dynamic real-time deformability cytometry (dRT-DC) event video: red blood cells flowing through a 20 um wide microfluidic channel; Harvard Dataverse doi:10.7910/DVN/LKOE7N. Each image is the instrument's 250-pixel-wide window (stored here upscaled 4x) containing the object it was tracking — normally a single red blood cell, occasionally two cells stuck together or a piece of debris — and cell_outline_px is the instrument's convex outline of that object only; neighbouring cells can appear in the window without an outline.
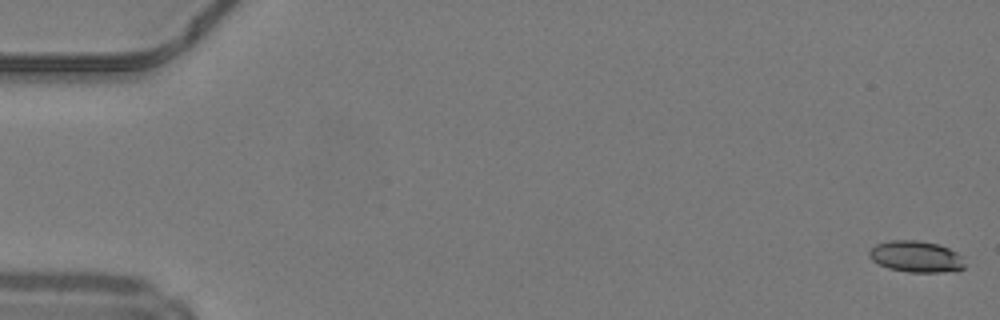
{"species": "common noctule bat (a hibernating species)", "species_latin": "Nyctalus noctula", "temperature_condition": "warm", "stored_images_in_passage": 50, "camera_frame_rate_fps": 3000, "um_per_image_px": 0.085, "animal": {"sex": "male", "body_mass_g": 19.2, "forearm_length_mm": 51.8}, "frame": {"image": 1, "passage_image": 1, "time_ms": 0.0, "image_size_px": [1000, 320], "cell_outline_px": [[964, 268], [956, 272], [908, 272], [888, 268], [872, 260], [868, 256], [868, 252], [876, 244], [888, 240], [916, 240], [940, 244], [956, 252], [960, 256], [964, 264]], "centroid_in_image_um": [77.86, 21.81], "position_along_channel_um": 7.1, "area_um2": 17.57}}
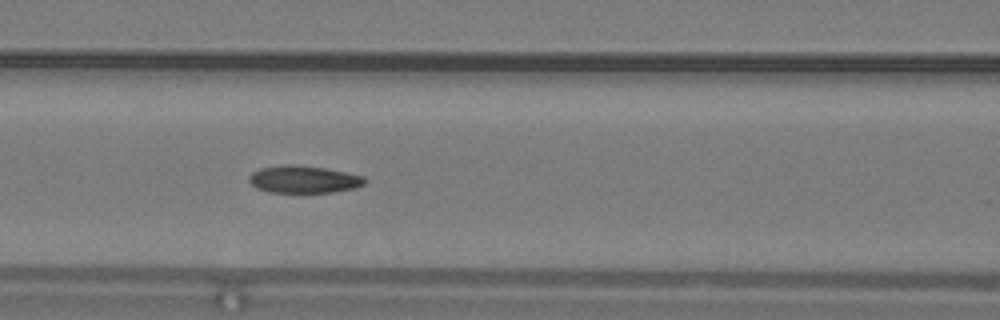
{"frame": {"image": 2, "passage_image": 22, "time_ms": 7.0, "image_size_px": [1000, 320], "cell_outline_px": [[368, 180], [364, 184], [356, 188], [332, 192], [268, 192], [256, 188], [248, 180], [248, 176], [252, 172], [260, 168], [284, 164], [296, 164], [324, 168], [364, 176]], "centroid_in_image_um": [25.8, 15.24], "position_along_channel_um": 140.8, "area_um2": 18.55}}
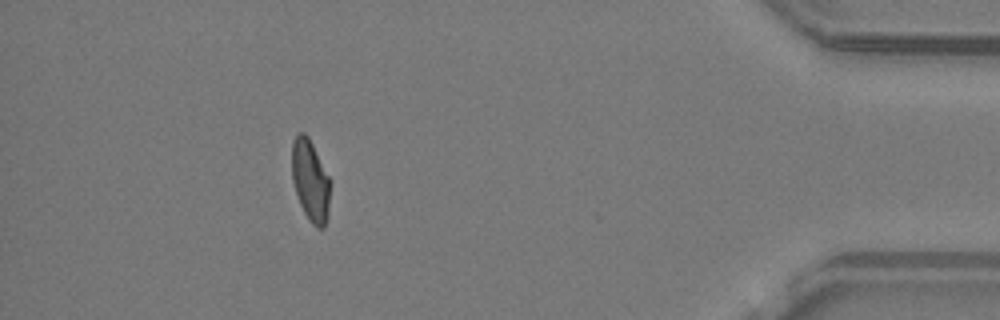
{"frame": {"image": 3, "passage_image": 45, "time_ms": 14.667, "image_size_px": [1000, 320], "cell_outline_px": [[332, 180], [328, 216], [324, 228], [316, 228], [312, 224], [304, 212], [300, 204], [292, 180], [292, 140], [296, 132], [304, 132], [308, 136]], "centroid_in_image_um": [26.41, 15.33], "position_along_channel_um": 408.8, "area_um2": 18.73}, "authors_computed_cell_mechanics": {"area_um2": 18.5538, "velocity_mm_per_s": 4.2077, "shape_relaxation_time_tau1_ms": 5.4178, "shape_relaxation_time_tau2_ms": 2.7372, "deformation_change_tau1": 0.1684, "deformation_change_tau2": 0.0948}}